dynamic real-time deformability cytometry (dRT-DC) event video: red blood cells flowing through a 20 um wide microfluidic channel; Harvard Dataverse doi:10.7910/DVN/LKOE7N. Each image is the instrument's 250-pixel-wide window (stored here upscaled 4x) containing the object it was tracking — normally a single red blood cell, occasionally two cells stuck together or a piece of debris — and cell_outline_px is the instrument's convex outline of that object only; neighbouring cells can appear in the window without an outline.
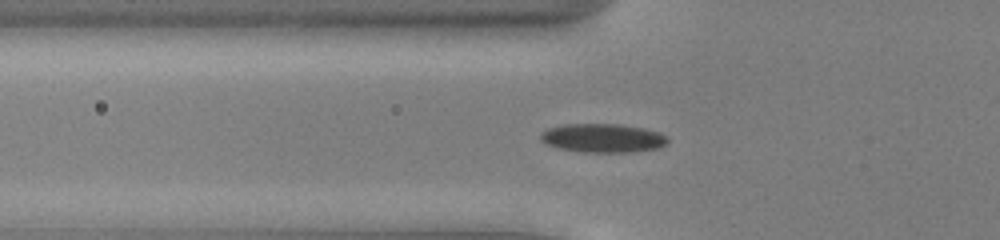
{"species": "common noctule bat (a hibernating species)", "species_latin": "Nyctalus noctula", "temperature_condition": "cold", "stored_images_in_passage": 54, "camera_frame_rate_fps": 3000, "um_per_image_px": 0.085, "animal": {"sex": "male", "body_mass_g": 13.0, "forearm_length_mm": 53.1}, "frame": {"image": 1, "passage_image": 20, "time_ms": 6.333, "image_size_px": [1000, 240], "cell_outline_px": [[668, 144], [660, 148], [632, 152], [584, 152], [560, 148], [548, 144], [540, 140], [540, 136], [548, 128], [564, 124], [620, 124], [644, 128], [660, 132], [668, 136]], "centroid_in_image_um": [51.32, 11.73], "position_along_channel_um": 74.5, "area_um2": 21.39}}
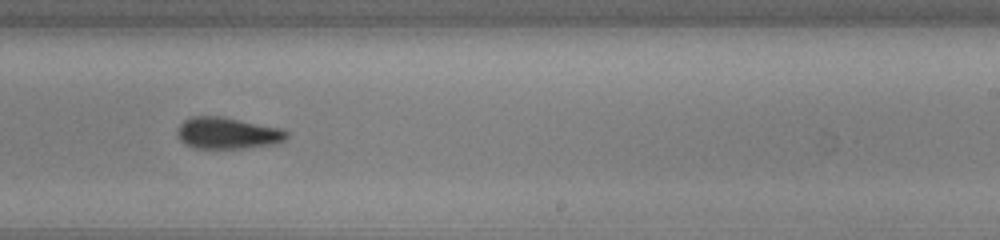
{"frame": {"image": 2, "passage_image": 35, "time_ms": 11.333, "image_size_px": [1000, 240], "cell_outline_px": [[288, 136], [280, 144], [244, 148], [196, 148], [184, 144], [176, 136], [176, 132], [180, 124], [184, 120], [192, 116], [220, 116], [284, 128], [288, 132]], "centroid_in_image_um": [19.37, 11.32], "position_along_channel_um": 269.6, "area_um2": 20.46}}
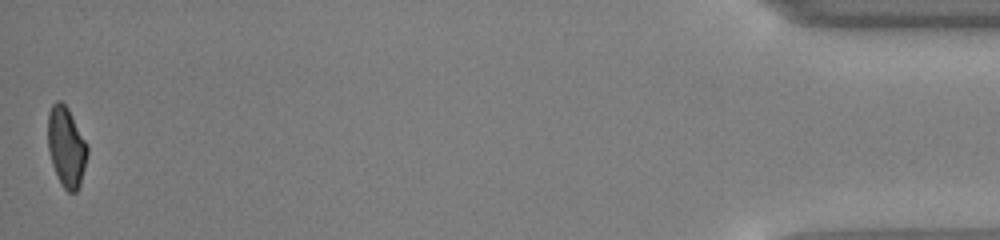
{"frame": {"image": 3, "passage_image": 54, "time_ms": 17.667, "image_size_px": [1000, 240], "cell_outline_px": [[88, 152], [80, 184], [76, 192], [68, 192], [60, 184], [52, 164], [48, 148], [48, 112], [52, 104], [56, 100], [60, 100], [68, 108], [88, 144]], "centroid_in_image_um": [5.63, 12.47], "position_along_channel_um": 429.6, "area_um2": 18.5}, "authors_computed_cell_mechanics": {"area_um2": 19.7676, "velocity_mm_per_s": 3.913, "shape_relaxation_time_tau1_ms": 5.1059, "shape_relaxation_time_tau2_ms": null, "deformation_change_tau1": 0.1171, "deformation_change_tau2": null}}